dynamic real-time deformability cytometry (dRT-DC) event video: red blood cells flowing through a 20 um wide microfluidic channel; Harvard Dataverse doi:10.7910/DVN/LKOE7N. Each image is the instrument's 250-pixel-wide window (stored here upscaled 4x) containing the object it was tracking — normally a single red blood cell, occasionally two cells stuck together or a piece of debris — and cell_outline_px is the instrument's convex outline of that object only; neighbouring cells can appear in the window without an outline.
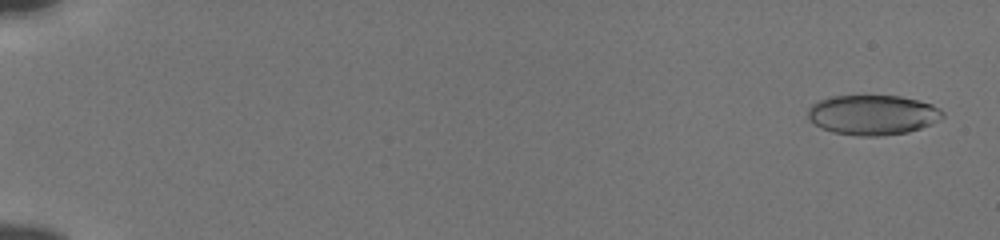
{"species": "human", "species_latin": "Homo sapiens", "temperature_condition": "cold", "stored_images_in_passage": 56, "camera_frame_rate_fps": 3000, "um_per_image_px": 0.085, "donor": {"sex": "male"}, "frame": {"image": 1, "passage_image": 3, "time_ms": 0.667, "image_size_px": [1000, 240], "cell_outline_px": [[944, 116], [940, 120], [932, 124], [908, 132], [880, 136], [856, 136], [832, 132], [820, 128], [808, 120], [808, 108], [812, 104], [820, 100], [832, 96], [900, 96], [932, 104], [940, 108], [944, 112]], "centroid_in_image_um": [74.17, 9.77], "position_along_channel_um": 10.8, "area_um2": 31.56}}
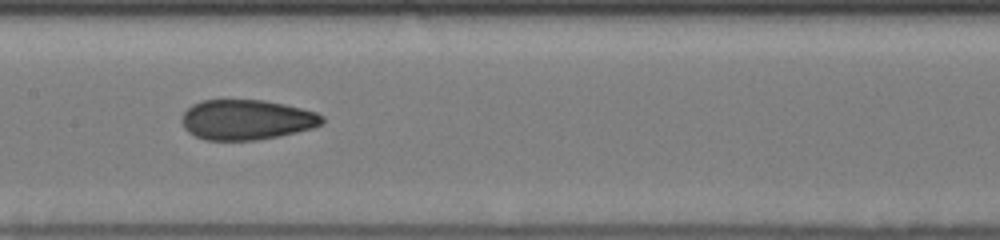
{"frame": {"image": 2, "passage_image": 31, "time_ms": 10.0, "image_size_px": [1000, 240], "cell_outline_px": [[324, 120], [320, 124], [312, 128], [280, 136], [256, 140], [204, 140], [188, 132], [184, 128], [180, 120], [184, 112], [192, 104], [204, 100], [264, 100], [284, 104], [316, 112], [324, 116]], "centroid_in_image_um": [20.94, 10.18], "position_along_channel_um": 186.5, "area_um2": 32.83}}
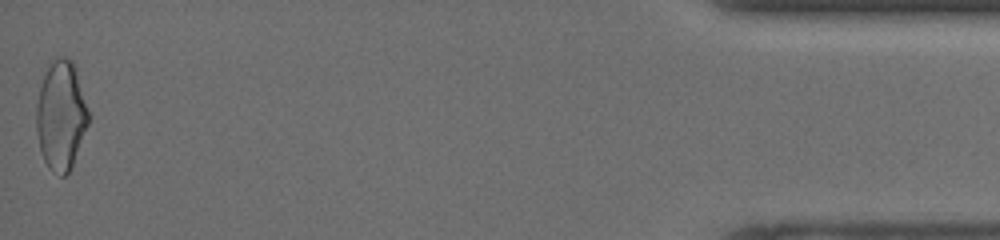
{"frame": {"image": 3, "passage_image": 56, "time_ms": 18.333, "image_size_px": [1000, 240], "cell_outline_px": [[88, 124], [72, 164], [68, 172], [64, 176], [60, 176], [52, 172], [48, 168], [44, 160], [40, 148], [36, 128], [36, 104], [44, 72], [52, 60], [56, 56], [64, 56], [72, 60], [76, 68], [88, 112]], "centroid_in_image_um": [5.16, 9.79], "position_along_channel_um": 430.0, "area_um2": 32.95}, "authors_computed_cell_mechanics": {"area_um2": 32.3391, "velocity_mm_per_s": 3.8607, "shape_relaxation_time_tau1_ms": null, "shape_relaxation_time_tau2_ms": 1.6908, "deformation_change_tau1": null, "deformation_change_tau2": 0.0832}}